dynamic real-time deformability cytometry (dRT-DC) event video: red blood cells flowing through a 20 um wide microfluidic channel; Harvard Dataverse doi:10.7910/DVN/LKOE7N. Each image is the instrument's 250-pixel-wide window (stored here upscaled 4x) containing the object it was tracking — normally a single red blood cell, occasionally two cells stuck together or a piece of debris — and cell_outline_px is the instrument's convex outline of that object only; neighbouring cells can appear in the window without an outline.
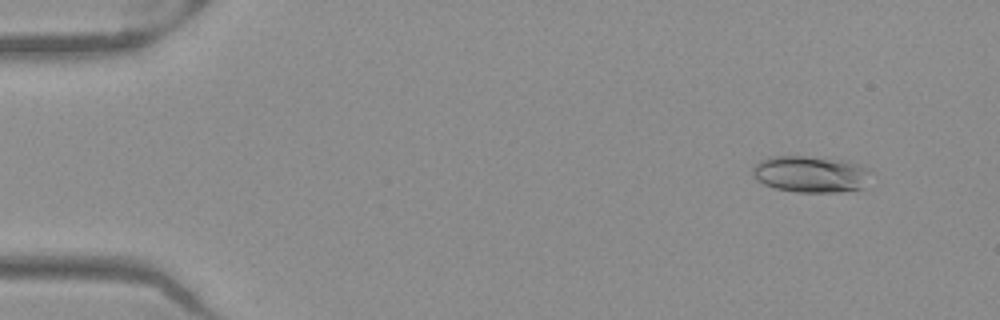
{"species": "Egyptian fruit bat (a non-hibernating species)", "species_latin": "Rousettus aegyptiacus", "temperature_condition": "warm", "stored_images_in_passage": 52, "camera_frame_rate_fps": 3000, "um_per_image_px": 0.085, "frame": {"image": 1, "passage_image": 5, "time_ms": 1.333, "image_size_px": [1000, 320], "cell_outline_px": [[868, 172], [864, 188], [840, 192], [796, 192], [776, 188], [764, 184], [756, 180], [752, 176], [752, 168], [760, 160], [772, 156], [808, 156], [844, 160], [868, 168]], "centroid_in_image_um": [68.85, 14.8], "position_along_channel_um": 16.1, "area_um2": 25.14}}
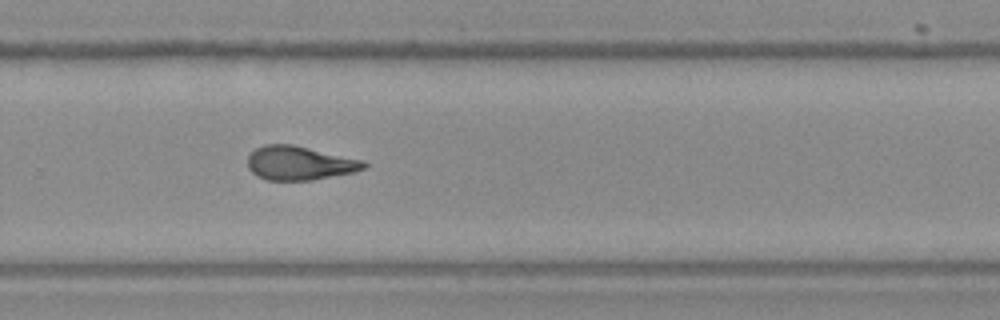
{"frame": {"image": 2, "passage_image": 35, "time_ms": 11.333, "image_size_px": [1000, 320], "cell_outline_px": [[368, 168], [352, 172], [312, 180], [268, 180], [256, 176], [248, 168], [248, 156], [256, 148], [264, 144], [292, 144], [364, 160], [368, 164]], "centroid_in_image_um": [25.47, 13.86], "position_along_channel_um": 304.3, "area_um2": 23.0}}
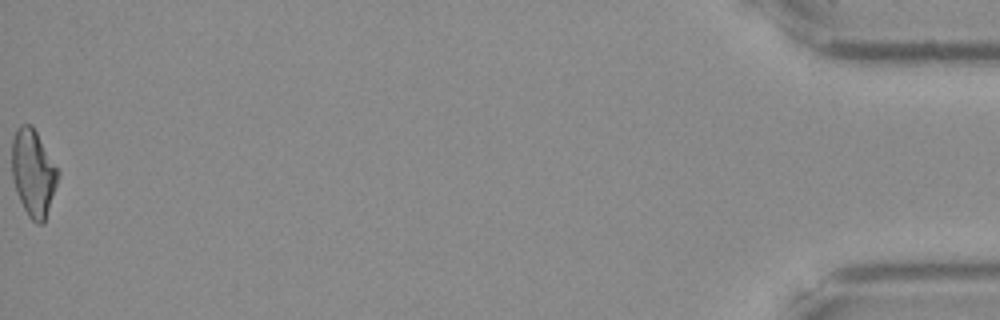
{"frame": {"image": 3, "passage_image": 52, "time_ms": 17.0, "image_size_px": [1000, 320], "cell_outline_px": [[60, 172], [44, 224], [36, 224], [28, 216], [16, 192], [12, 176], [12, 140], [16, 128], [20, 124], [32, 124]], "centroid_in_image_um": [2.82, 14.68], "position_along_channel_um": 432.4, "area_um2": 23.35}, "authors_computed_cell_mechanics": {"area_um2": 23.0333, "velocity_mm_per_s": 3.9981, "shape_relaxation_time_tau1_ms": 10.3413, "shape_relaxation_time_tau2_ms": 2.4902, "deformation_change_tau1": 0.2666, "deformation_change_tau2": 0.1077}}